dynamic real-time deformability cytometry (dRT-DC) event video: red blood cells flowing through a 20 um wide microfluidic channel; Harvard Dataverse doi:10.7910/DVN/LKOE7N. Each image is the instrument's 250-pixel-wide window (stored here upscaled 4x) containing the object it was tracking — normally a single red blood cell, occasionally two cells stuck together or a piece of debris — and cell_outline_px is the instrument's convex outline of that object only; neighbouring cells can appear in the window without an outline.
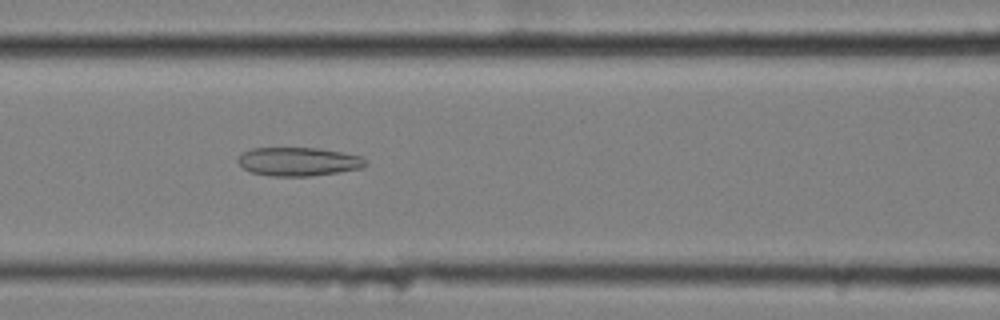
{"species": "common noctule bat (a hibernating species)", "species_latin": "Nyctalus noctula", "temperature_condition": "cold", "stored_images_in_passage": 46, "camera_frame_rate_fps": 3000, "um_per_image_px": 0.085, "animal": {"sex": "female", "body_mass_g": 25.1}, "frame": {"image": 1, "passage_image": 19, "time_ms": 6.0, "image_size_px": [1000, 320], "cell_outline_px": [[368, 164], [360, 168], [312, 176], [268, 176], [252, 172], [244, 168], [236, 160], [244, 152], [252, 148], [316, 148], [340, 152], [360, 156]], "centroid_in_image_um": [25.34, 13.74], "position_along_channel_um": 141.3, "area_um2": 20.98}}
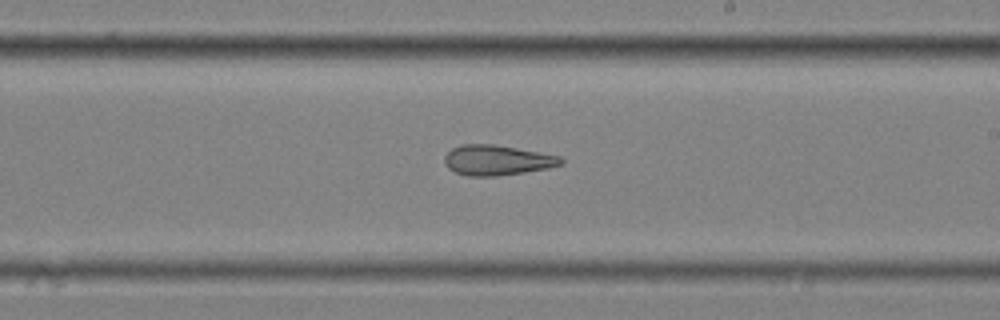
{"frame": {"image": 2, "passage_image": 28, "time_ms": 9.0, "image_size_px": [1000, 320], "cell_outline_px": [[564, 164], [548, 168], [524, 172], [496, 176], [468, 176], [456, 172], [448, 168], [444, 164], [444, 156], [452, 148], [460, 144], [492, 144], [516, 148], [560, 156], [564, 160]], "centroid_in_image_um": [42.23, 13.61], "position_along_channel_um": 246.8, "area_um2": 20.46}}
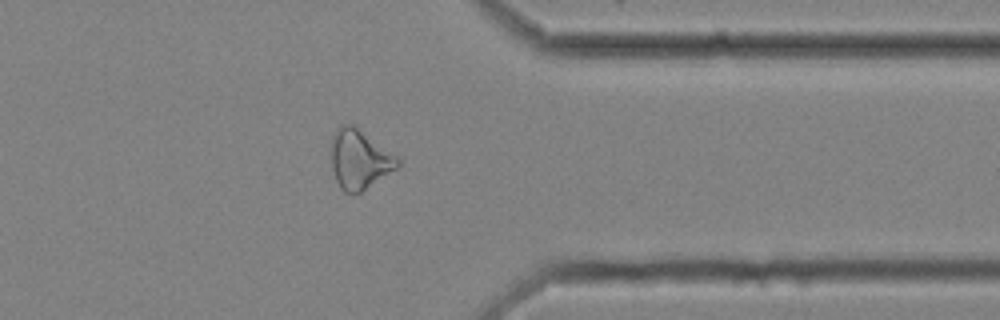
{"frame": {"image": 3, "passage_image": 40, "time_ms": 13.0, "image_size_px": [1000, 320], "cell_outline_px": [[400, 164], [396, 168], [360, 192], [344, 192], [340, 188], [336, 180], [332, 168], [328, 152], [328, 148], [332, 136], [336, 128], [344, 124], [352, 124], [396, 156], [400, 160]], "centroid_in_image_um": [30.47, 13.52], "position_along_channel_um": 380.9, "area_um2": 22.83}}